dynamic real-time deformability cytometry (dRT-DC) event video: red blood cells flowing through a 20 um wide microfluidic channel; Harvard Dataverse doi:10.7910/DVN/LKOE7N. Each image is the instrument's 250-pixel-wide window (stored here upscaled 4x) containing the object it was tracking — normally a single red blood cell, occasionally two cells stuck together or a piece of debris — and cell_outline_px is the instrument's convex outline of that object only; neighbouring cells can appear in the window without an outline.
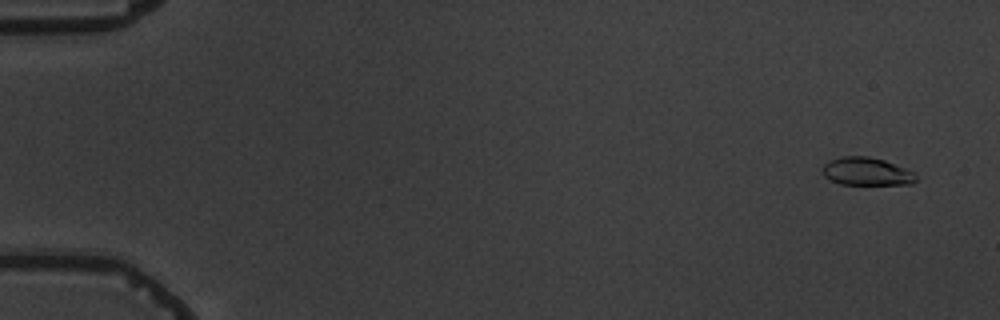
{"species": "common noctule bat (a hibernating species)", "species_latin": "Nyctalus noctula", "temperature_condition": "warm", "stored_images_in_passage": 7, "camera_frame_rate_fps": 3000, "um_per_image_px": 0.085, "animal": {"sex": "male", "body_mass_g": 19.5, "forearm_length_mm": 54.6}, "frame": {"image": 1, "passage_image": 2, "time_ms": 1.0, "image_size_px": [1000, 320], "cell_outline_px": [[916, 180], [912, 184], [840, 184], [824, 176], [820, 168], [828, 160], [840, 156], [868, 156], [884, 160], [904, 168], [912, 172], [916, 176]], "centroid_in_image_um": [73.6, 14.56], "position_along_channel_um": 11.4, "area_um2": 15.2}}
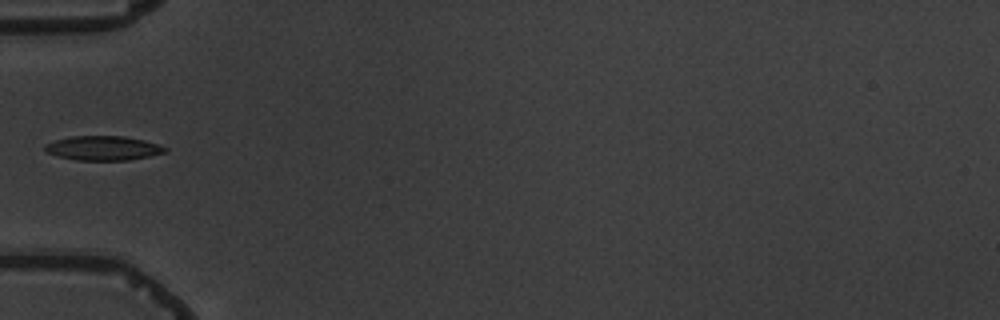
{"frame": {"image": 2, "passage_image": 7, "time_ms": 6.667, "image_size_px": [1000, 320], "cell_outline_px": [[168, 152], [128, 160], [76, 160], [44, 152], [44, 144], [56, 140], [72, 136], [124, 136], [144, 140], [168, 148]], "centroid_in_image_um": [8.76, 12.59], "position_along_channel_um": 76.2, "area_um2": 16.99}}